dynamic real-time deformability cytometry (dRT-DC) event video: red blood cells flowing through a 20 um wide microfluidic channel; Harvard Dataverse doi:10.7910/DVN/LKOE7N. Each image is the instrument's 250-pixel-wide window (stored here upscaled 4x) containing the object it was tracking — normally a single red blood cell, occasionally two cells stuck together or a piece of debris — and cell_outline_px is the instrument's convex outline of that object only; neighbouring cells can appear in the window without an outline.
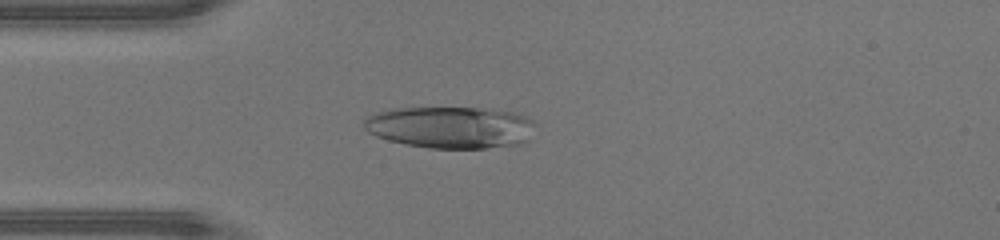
{"species": "human", "species_latin": "Homo sapiens", "temperature_condition": "warm", "stored_images_in_passage": 45, "camera_frame_rate_fps": 3000, "um_per_image_px": 0.085, "donor": {"sex": "male"}, "frame": {"image": 1, "passage_image": 12, "time_ms": 3.667, "image_size_px": [1000, 240], "cell_outline_px": [[532, 124], [528, 140], [524, 144], [484, 148], [428, 148], [404, 144], [388, 140], [376, 136], [368, 132], [364, 128], [364, 120], [368, 116], [376, 112], [396, 108], [492, 108], [512, 112], [524, 116], [532, 120]], "centroid_in_image_um": [38.27, 10.82], "position_along_channel_um": 46.7, "area_um2": 41.79}}
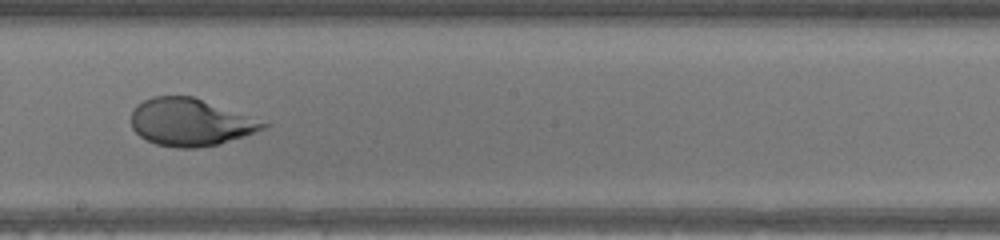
{"frame": {"image": 2, "passage_image": 25, "time_ms": 8.0, "image_size_px": [1000, 240], "cell_outline_px": [[272, 124], [264, 128], [244, 136], [220, 144], [196, 148], [176, 148], [156, 144], [140, 136], [132, 128], [132, 108], [136, 104], [152, 96], [192, 96]], "centroid_in_image_um": [16.16, 10.39], "position_along_channel_um": 232.0, "area_um2": 36.3}}
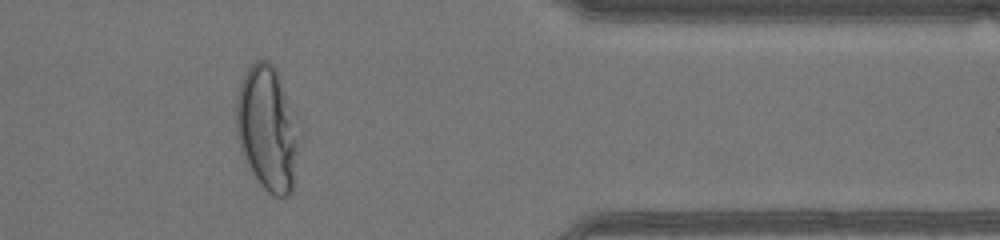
{"frame": {"image": 3, "passage_image": 37, "time_ms": 12.0, "image_size_px": [1000, 240], "cell_outline_px": [[300, 144], [292, 188], [288, 196], [272, 196], [260, 184], [248, 164], [236, 132], [236, 100], [240, 84], [244, 72], [256, 60], [268, 60], [276, 68], [300, 120]], "centroid_in_image_um": [22.79, 10.87], "position_along_channel_um": 388.6, "area_um2": 46.36}, "authors_computed_cell_mechanics": {"area_um2": 43.4078, "velocity_mm_per_s": 4.5219, "shape_relaxation_time_tau1_ms": 3.1679, "shape_relaxation_time_tau2_ms": null, "deformation_change_tau1": 0.2578, "deformation_change_tau2": null}}